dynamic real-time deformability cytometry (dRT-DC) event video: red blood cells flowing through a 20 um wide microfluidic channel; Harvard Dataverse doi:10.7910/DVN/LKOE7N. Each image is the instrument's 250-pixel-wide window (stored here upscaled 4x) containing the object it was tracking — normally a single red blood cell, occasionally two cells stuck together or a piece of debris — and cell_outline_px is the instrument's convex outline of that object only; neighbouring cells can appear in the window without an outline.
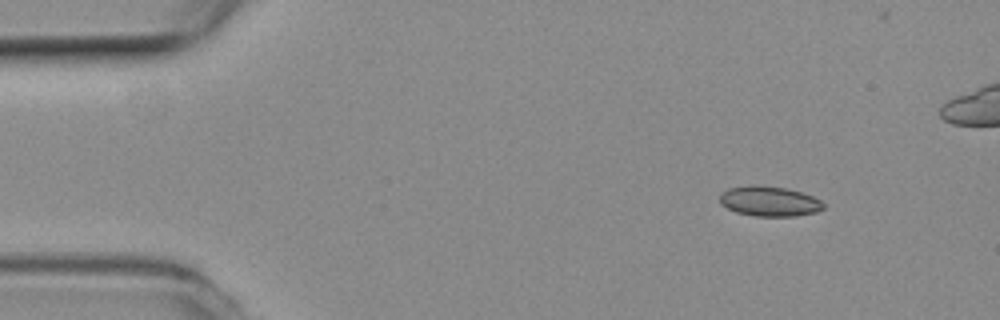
{"species": "common noctule bat (a hibernating species)", "species_latin": "Nyctalus noctula", "temperature_condition": "room temperature", "stored_images_in_passage": 49, "camera_frame_rate_fps": 3000, "um_per_image_px": 0.085, "animal": {"sex": "female", "body_mass_g": 19.3, "forearm_length_mm": 54.1}, "frame": {"image": 1, "passage_image": 1, "time_ms": 0.0, "image_size_px": [1000, 320], "cell_outline_px": [[824, 208], [816, 212], [796, 216], [756, 216], [736, 212], [720, 204], [720, 192], [728, 188], [752, 184], [756, 184], [788, 188], [812, 196], [820, 200], [824, 204]], "centroid_in_image_um": [65.37, 17.09], "position_along_channel_um": 19.6, "area_um2": 18.32}}
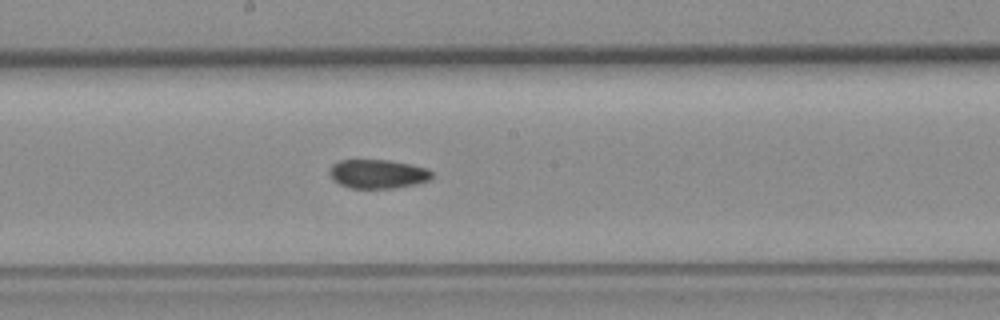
{"frame": {"image": 2, "passage_image": 23, "time_ms": 7.333, "image_size_px": [1000, 320], "cell_outline_px": [[432, 176], [428, 180], [416, 184], [396, 188], [352, 188], [340, 184], [332, 180], [328, 172], [328, 168], [332, 164], [340, 160], [388, 160], [412, 164], [428, 168], [432, 172]], "centroid_in_image_um": [32.09, 14.78], "position_along_channel_um": 216.1, "area_um2": 17.46}}
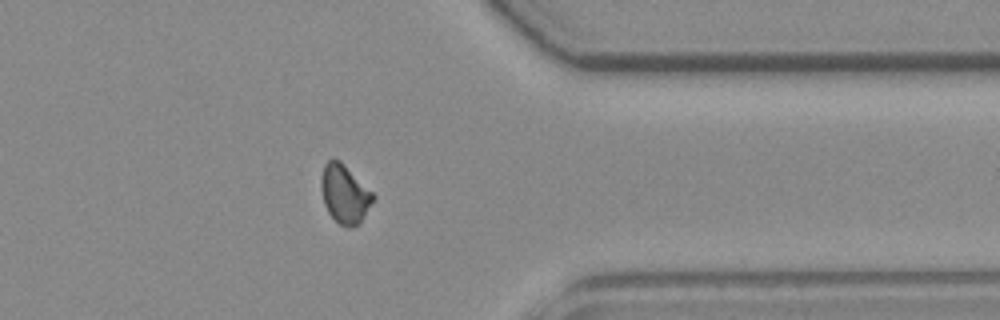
{"frame": {"image": 3, "passage_image": 37, "time_ms": 12.0, "image_size_px": [1000, 320], "cell_outline_px": [[376, 200], [360, 224], [348, 228], [340, 224], [328, 212], [324, 204], [320, 188], [320, 180], [324, 164], [328, 160], [340, 160], [376, 196]], "centroid_in_image_um": [29.32, 16.51], "position_along_channel_um": 382.1, "area_um2": 17.92}, "authors_computed_cell_mechanics": {"area_um2": 17.7446, "velocity_mm_per_s": 3.8333, "shape_relaxation_time_tau1_ms": null, "shape_relaxation_time_tau2_ms": 3.6349, "deformation_change_tau1": null, "deformation_change_tau2": 0.0689}}